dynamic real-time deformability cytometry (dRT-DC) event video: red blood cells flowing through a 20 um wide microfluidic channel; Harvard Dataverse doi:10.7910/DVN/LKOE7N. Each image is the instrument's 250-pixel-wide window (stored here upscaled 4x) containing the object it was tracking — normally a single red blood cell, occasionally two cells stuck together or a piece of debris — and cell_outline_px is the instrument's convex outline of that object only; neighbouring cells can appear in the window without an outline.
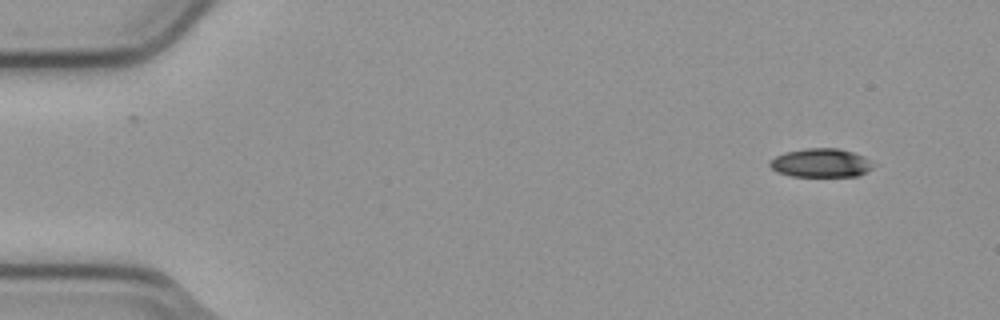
{"species": "common noctule bat (a hibernating species)", "species_latin": "Nyctalus noctula", "temperature_condition": "cold", "stored_images_in_passage": 4, "segment_of_instrument_passage": [2, 2], "camera_frame_rate_fps": 3000, "um_per_image_px": 0.085, "animal": {"sex": "male", "body_mass_g": 23.1, "forearm_length_mm": 52.7}, "frame": {"image": 1, "passage_image": 4, "time_ms": 1.0, "image_size_px": [1000, 320], "cell_outline_px": [[876, 164], [872, 168], [856, 176], [792, 176], [776, 172], [768, 164], [768, 160], [784, 152], [808, 148], [840, 148], [864, 156]], "centroid_in_image_um": [69.76, 13.84], "position_along_channel_um": 15.2, "area_um2": 17.4}}